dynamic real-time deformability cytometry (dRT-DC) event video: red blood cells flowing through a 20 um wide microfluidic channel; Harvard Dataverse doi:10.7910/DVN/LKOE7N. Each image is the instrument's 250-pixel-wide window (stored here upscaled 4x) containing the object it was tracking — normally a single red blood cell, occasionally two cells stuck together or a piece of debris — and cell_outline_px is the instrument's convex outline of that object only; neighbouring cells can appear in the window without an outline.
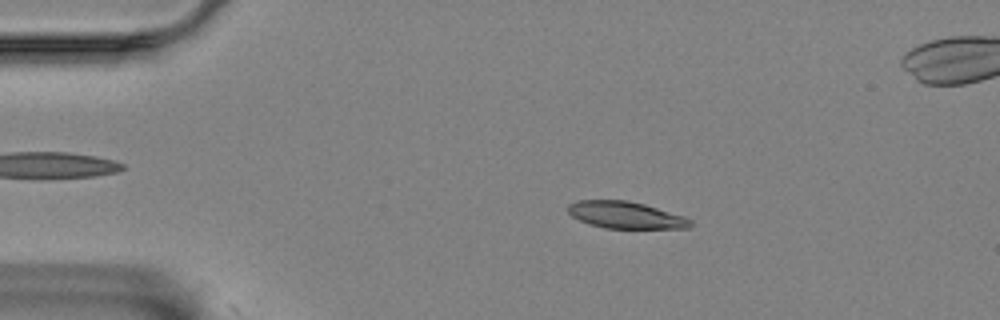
{"species": "Egyptian fruit bat (a non-hibernating species)", "species_latin": "Rousettus aegyptiacus", "temperature_condition": "room temperature", "stored_images_in_passage": 59, "camera_frame_rate_fps": 3000, "um_per_image_px": 0.085, "animal": {"sex": "female"}, "frame": {"image": 1, "passage_image": 11, "time_ms": 3.333, "image_size_px": [1000, 320], "cell_outline_px": [[692, 224], [688, 228], [604, 228], [588, 224], [572, 216], [568, 212], [568, 204], [576, 200], [628, 200], [644, 204], [684, 216], [692, 220]], "centroid_in_image_um": [53.16, 18.27], "position_along_channel_um": 31.8, "area_um2": 19.19}}
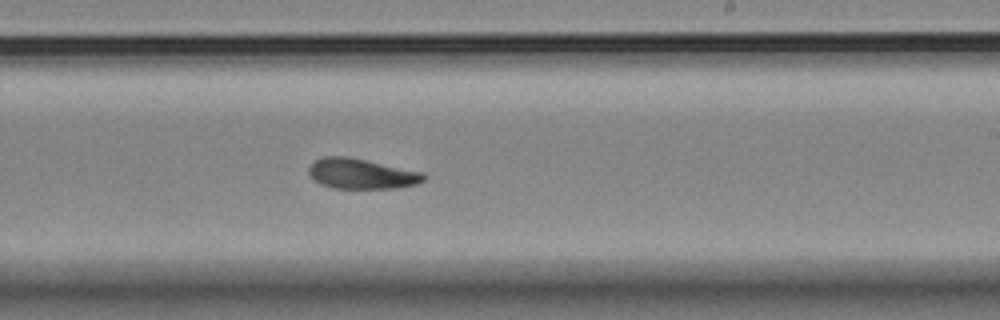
{"frame": {"image": 2, "passage_image": 35, "time_ms": 11.333, "image_size_px": [1000, 320], "cell_outline_px": [[428, 176], [424, 180], [416, 184], [396, 188], [332, 188], [320, 184], [308, 172], [308, 168], [316, 160], [324, 156], [348, 156], [424, 172]], "centroid_in_image_um": [30.76, 14.76], "position_along_channel_um": 258.2, "area_um2": 20.29}}
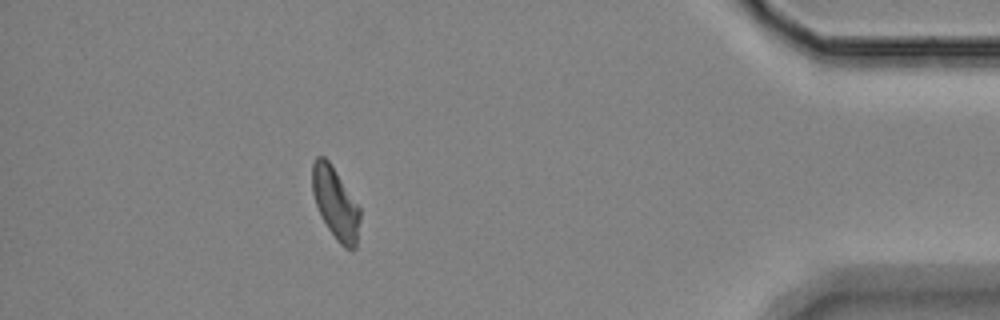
{"frame": {"image": 3, "passage_image": 52, "time_ms": 17.0, "image_size_px": [1000, 320], "cell_outline_px": [[360, 220], [356, 248], [352, 252], [344, 248], [336, 240], [328, 228], [316, 204], [312, 192], [312, 164], [316, 156], [324, 156], [328, 160], [360, 204]], "centroid_in_image_um": [28.55, 17.29], "position_along_channel_um": 406.7, "area_um2": 20.23}, "authors_computed_cell_mechanics": {"area_um2": 19.9988, "velocity_mm_per_s": 3.4306, "shape_relaxation_time_tau1_ms": 10.5955, "shape_relaxation_time_tau2_ms": 1.8919, "deformation_change_tau1": 0.2292, "deformation_change_tau2": 0.0846}}